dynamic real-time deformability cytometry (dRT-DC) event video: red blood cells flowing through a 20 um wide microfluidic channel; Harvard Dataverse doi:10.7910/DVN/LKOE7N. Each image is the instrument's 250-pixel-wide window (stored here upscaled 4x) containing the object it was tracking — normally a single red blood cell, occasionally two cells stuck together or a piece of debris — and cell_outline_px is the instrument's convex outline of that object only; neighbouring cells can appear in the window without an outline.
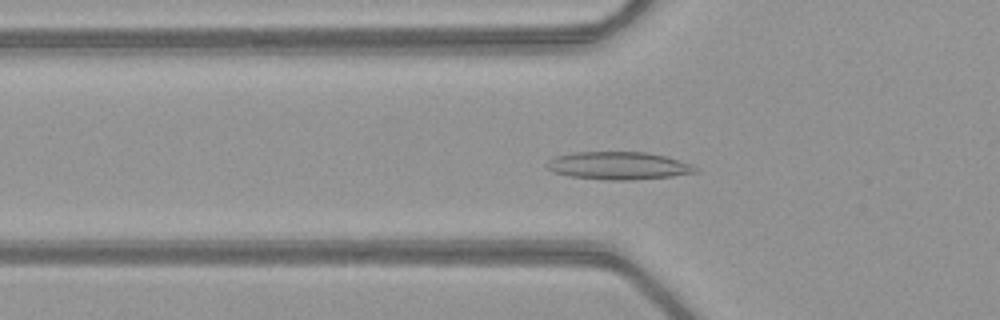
{"species": "common noctule bat (a hibernating species)", "species_latin": "Nyctalus noctula", "temperature_condition": "warm", "stored_images_in_passage": 51, "camera_frame_rate_fps": 3000, "um_per_image_px": 0.085, "animal": {"sex": "female", "body_mass_g": 21.9}, "frame": {"image": 1, "passage_image": 18, "time_ms": 5.667, "image_size_px": [1000, 320], "cell_outline_px": [[700, 172], [672, 176], [632, 180], [608, 180], [568, 176], [552, 172], [544, 164], [548, 160], [556, 156], [572, 152], [648, 152], [668, 156], [688, 164], [696, 168]], "centroid_in_image_um": [52.53, 14.08], "position_along_channel_um": 73.3, "area_um2": 24.16}}
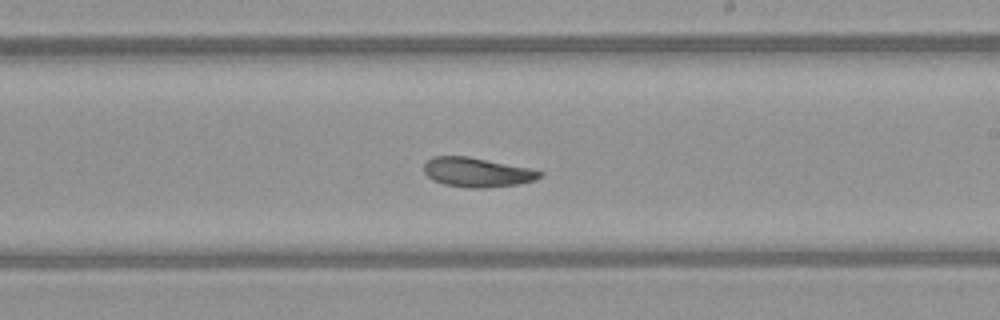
{"frame": {"image": 2, "passage_image": 31, "time_ms": 10.0, "image_size_px": [1000, 320], "cell_outline_px": [[544, 176], [536, 180], [520, 184], [484, 188], [472, 188], [444, 184], [432, 180], [424, 172], [424, 164], [432, 156], [468, 156], [532, 168], [544, 172]], "centroid_in_image_um": [40.6, 14.64], "position_along_channel_um": 248.4, "area_um2": 20.11}}
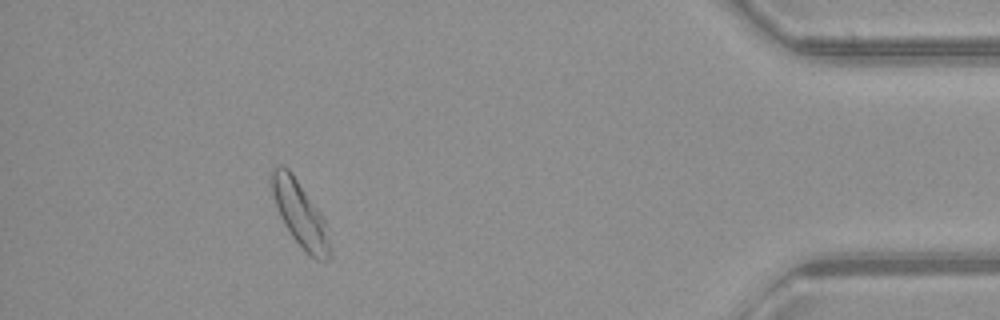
{"frame": {"image": 3, "passage_image": 47, "time_ms": 15.333, "image_size_px": [1000, 320], "cell_outline_px": [[332, 256], [328, 260], [316, 260], [292, 236], [284, 224], [280, 216], [268, 180], [272, 168], [280, 164], [288, 168], [292, 172], [320, 212], [328, 228], [332, 248]], "centroid_in_image_um": [25.51, 18.15], "position_along_channel_um": 409.7, "area_um2": 22.25}, "authors_computed_cell_mechanics": {"area_um2": 21.5594, "velocity_mm_per_s": 4.0169, "shape_relaxation_time_tau1_ms": 4.5296, "shape_relaxation_time_tau2_ms": 7.2932, "deformation_change_tau1": 0.1466, "deformation_change_tau2": 0.1501}}